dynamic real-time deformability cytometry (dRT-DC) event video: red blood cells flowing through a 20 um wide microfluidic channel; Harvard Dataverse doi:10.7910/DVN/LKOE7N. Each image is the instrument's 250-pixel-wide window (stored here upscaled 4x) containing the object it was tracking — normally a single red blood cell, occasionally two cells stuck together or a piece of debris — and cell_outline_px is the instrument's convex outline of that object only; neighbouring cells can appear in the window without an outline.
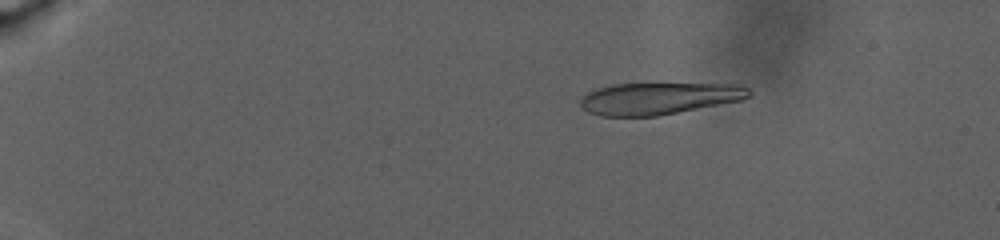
{"species": "human", "species_latin": "Homo sapiens", "temperature_condition": "warm", "stored_images_in_passage": 97, "camera_frame_rate_fps": 3000, "um_per_image_px": 0.085, "donor": {"sex": "male"}, "frame": {"image": 1, "passage_image": 15, "time_ms": 5.667, "image_size_px": [1000, 240], "cell_outline_px": [[752, 96], [744, 100], [656, 116], [600, 116], [588, 112], [580, 104], [580, 100], [588, 92], [596, 88], [612, 84], [656, 80], [740, 84], [748, 88], [752, 92]], "centroid_in_image_um": [56.1, 8.29], "position_along_channel_um": 28.9, "area_um2": 33.29}}
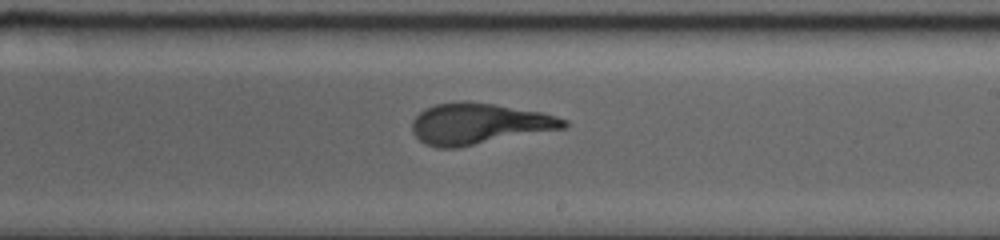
{"frame": {"image": 2, "passage_image": 64, "time_ms": 20.0, "image_size_px": [1000, 240], "cell_outline_px": [[568, 124], [564, 128], [456, 148], [436, 148], [424, 144], [412, 132], [412, 120], [424, 108], [436, 104], [460, 100], [468, 100], [540, 112], [556, 116], [568, 120]], "centroid_in_image_um": [40.66, 10.51], "position_along_channel_um": 248.3, "area_um2": 36.24}}
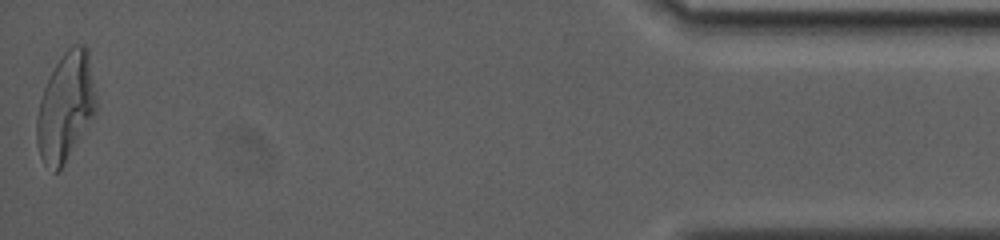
{"frame": {"image": 3, "passage_image": 97, "time_ms": 30.667, "image_size_px": [1000, 240], "cell_outline_px": [[96, 112], [60, 168], [56, 172], [52, 172], [44, 164], [40, 156], [36, 144], [36, 116], [40, 100], [44, 88], [56, 64], [64, 52], [72, 44], [84, 44], [88, 48], [96, 96]], "centroid_in_image_um": [5.57, 9.06], "position_along_channel_um": 429.6, "area_um2": 37.11}}